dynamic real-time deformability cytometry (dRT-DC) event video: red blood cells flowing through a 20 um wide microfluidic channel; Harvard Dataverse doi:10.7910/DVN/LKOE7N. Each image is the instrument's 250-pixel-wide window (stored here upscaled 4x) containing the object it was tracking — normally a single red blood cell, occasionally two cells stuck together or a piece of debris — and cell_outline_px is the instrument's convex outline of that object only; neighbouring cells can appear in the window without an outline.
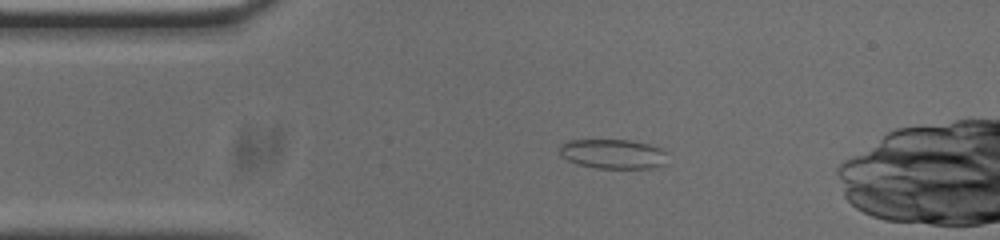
{"species": "common noctule bat (a hibernating species)", "species_latin": "Nyctalus noctula", "temperature_condition": "cold", "stored_images_in_passage": 45, "camera_frame_rate_fps": 3000, "um_per_image_px": 0.085, "animal": {"sex": "male", "body_mass_g": 20.0, "forearm_length_mm": 53.3}, "frame": {"image": 1, "passage_image": 1, "time_ms": 0.0, "image_size_px": [1000, 240], "cell_outline_px": [[668, 152], [664, 164], [652, 168], [596, 168], [576, 164], [560, 156], [560, 144], [568, 140], [628, 140], [648, 144], [660, 148]], "centroid_in_image_um": [52.09, 13.08], "position_along_channel_um": 32.9, "area_um2": 18.67}}
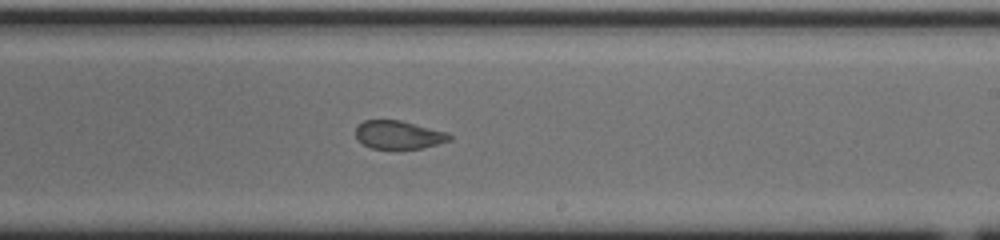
{"frame": {"image": 2, "passage_image": 21, "time_ms": 6.667, "image_size_px": [1000, 240], "cell_outline_px": [[452, 140], [420, 148], [372, 148], [364, 144], [356, 136], [356, 124], [364, 120], [400, 120], [448, 132], [452, 136]], "centroid_in_image_um": [33.89, 11.44], "position_along_channel_um": 255.1, "area_um2": 15.32}}
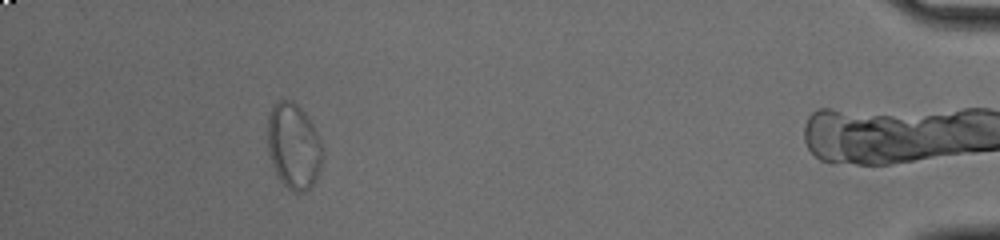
{"frame": {"image": 3, "passage_image": 39, "time_ms": 12.667, "image_size_px": [1000, 240], "cell_outline_px": [[324, 156], [316, 180], [312, 188], [304, 192], [292, 192], [280, 180], [272, 164], [268, 152], [268, 112], [272, 104], [280, 100], [292, 100], [304, 112], [312, 124], [324, 148]], "centroid_in_image_um": [24.97, 12.44], "position_along_channel_um": 410.2, "area_um2": 27.8}, "authors_computed_cell_mechanics": {"area_um2": 17.6868, "velocity_mm_per_s": 3.7779, "shape_relaxation_time_tau1_ms": null, "shape_relaxation_time_tau2_ms": 1.4106, "deformation_change_tau1": null, "deformation_change_tau2": 0.0717}}